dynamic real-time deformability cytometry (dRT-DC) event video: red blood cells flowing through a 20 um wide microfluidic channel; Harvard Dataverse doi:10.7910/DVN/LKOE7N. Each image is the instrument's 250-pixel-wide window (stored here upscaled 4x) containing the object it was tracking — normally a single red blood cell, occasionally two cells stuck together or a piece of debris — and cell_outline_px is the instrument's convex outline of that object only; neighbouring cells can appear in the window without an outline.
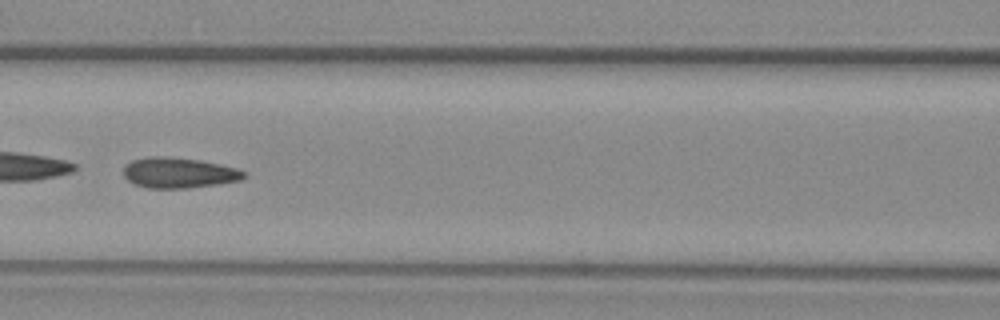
{"species": "common noctule bat (a hibernating species)", "species_latin": "Nyctalus noctula", "temperature_condition": "warm", "stored_images_in_passage": 20, "camera_frame_rate_fps": 3000, "um_per_image_px": 0.085, "animal": {"sex": "female", "body_mass_g": 29.2, "forearm_length_mm": 56.3}, "frame": {"image": 1, "passage_image": 11, "time_ms": 3.333, "image_size_px": [1000, 320], "cell_outline_px": [[244, 176], [240, 180], [220, 184], [188, 188], [148, 188], [136, 184], [128, 180], [124, 176], [124, 164], [132, 160], [148, 156], [160, 156], [200, 160], [220, 164], [236, 168], [244, 172]], "centroid_in_image_um": [15.17, 14.68], "position_along_channel_um": 151.4, "area_um2": 21.33}}